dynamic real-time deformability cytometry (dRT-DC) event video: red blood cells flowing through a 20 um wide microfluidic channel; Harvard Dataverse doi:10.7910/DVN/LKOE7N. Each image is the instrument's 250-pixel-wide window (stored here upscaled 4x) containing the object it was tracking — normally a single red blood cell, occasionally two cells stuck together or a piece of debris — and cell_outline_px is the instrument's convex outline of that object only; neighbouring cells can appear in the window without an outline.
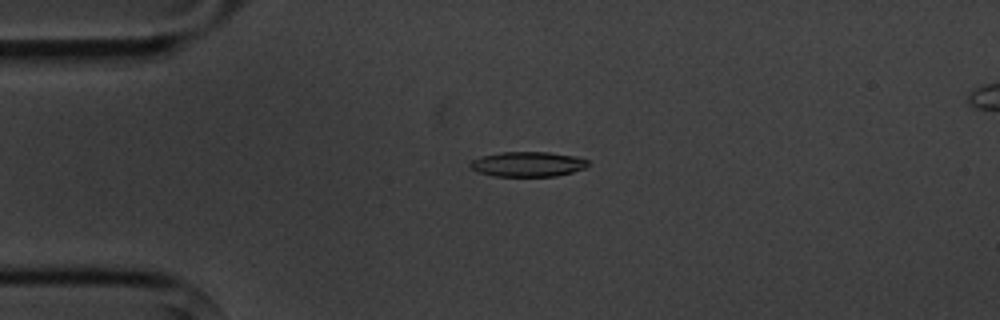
{"species": "common noctule bat (a hibernating species)", "species_latin": "Nyctalus noctula", "temperature_condition": "cold", "stored_images_in_passage": 5, "camera_frame_rate_fps": 3000, "um_per_image_px": 0.085, "animal": {"sex": "male", "body_mass_g": 20.1, "forearm_length_mm": 53.5}, "frame": {"image": 1, "passage_image": 2, "time_ms": 1.0, "image_size_px": [1000, 320], "cell_outline_px": [[588, 164], [584, 168], [572, 172], [556, 176], [496, 176], [476, 172], [468, 164], [472, 160], [480, 156], [500, 152], [548, 152], [572, 156], [588, 160]], "centroid_in_image_um": [44.81, 13.95], "position_along_channel_um": 40.2, "area_um2": 17.05}}
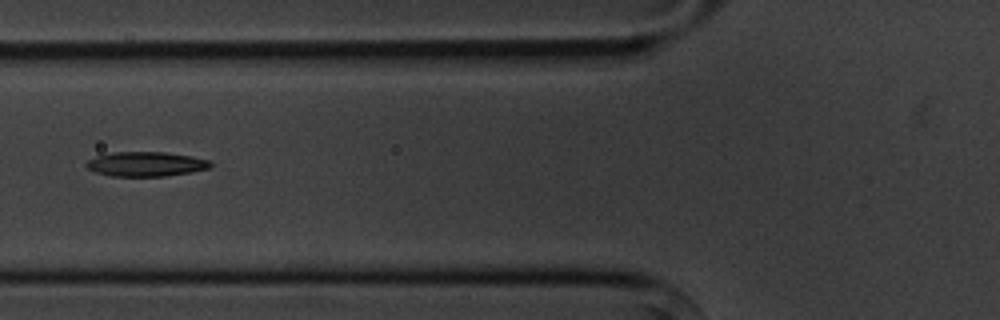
{"frame": {"image": 2, "passage_image": 4, "time_ms": 3.667, "image_size_px": [1000, 320], "cell_outline_px": [[212, 164], [208, 168], [192, 172], [164, 176], [112, 176], [96, 172], [88, 168], [84, 164], [88, 160], [96, 156], [112, 152], [164, 152], [192, 156], [208, 160]], "centroid_in_image_um": [12.38, 13.94], "position_along_channel_um": 113.4, "area_um2": 17.69}}
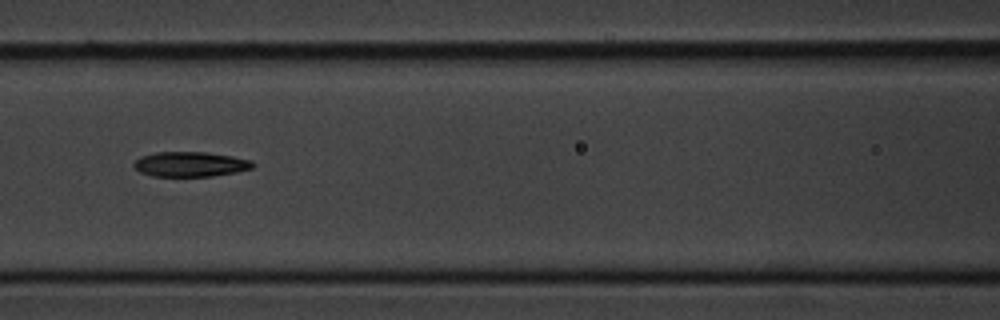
{"frame": {"image": 3, "passage_image": 5, "time_ms": 4.667, "image_size_px": [1000, 320], "cell_outline_px": [[256, 164], [252, 168], [236, 172], [212, 176], [152, 176], [140, 172], [132, 164], [140, 156], [156, 152], [204, 152], [232, 156], [252, 160]], "centroid_in_image_um": [16.19, 13.95], "position_along_channel_um": 150.4, "area_um2": 17.28}}